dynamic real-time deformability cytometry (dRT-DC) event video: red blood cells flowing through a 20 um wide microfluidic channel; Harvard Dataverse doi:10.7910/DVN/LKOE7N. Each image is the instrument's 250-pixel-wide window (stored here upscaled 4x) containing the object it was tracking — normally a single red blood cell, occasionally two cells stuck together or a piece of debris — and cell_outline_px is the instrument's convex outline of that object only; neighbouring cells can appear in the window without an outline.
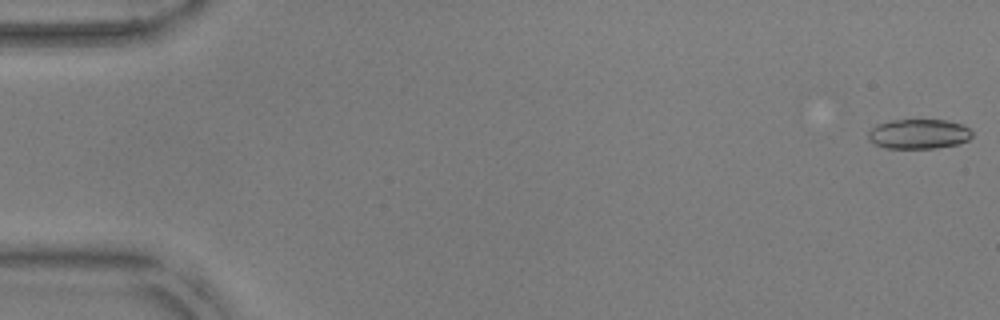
{"species": "common noctule bat (a hibernating species)", "species_latin": "Nyctalus noctula", "temperature_condition": "warm", "stored_images_in_passage": 53, "camera_frame_rate_fps": 3000, "um_per_image_px": 0.085, "animal": {"sex": "male", "body_mass_g": 17.9, "forearm_length_mm": 54.2}, "frame": {"image": 1, "passage_image": 1, "time_ms": 0.0, "image_size_px": [1000, 320], "cell_outline_px": [[972, 136], [968, 140], [956, 144], [936, 148], [884, 148], [868, 140], [868, 132], [876, 124], [888, 120], [948, 120], [960, 124], [968, 128], [972, 132]], "centroid_in_image_um": [78.06, 11.38], "position_along_channel_um": 6.9, "area_um2": 18.03}}
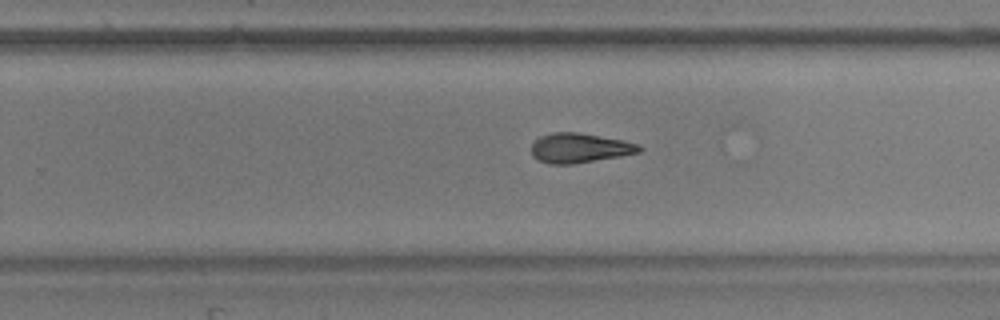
{"frame": {"image": 2, "passage_image": 34, "time_ms": 11.0, "image_size_px": [1000, 320], "cell_outline_px": [[644, 148], [640, 152], [620, 156], [572, 164], [548, 164], [532, 156], [532, 144], [540, 136], [552, 132], [580, 132], [624, 140], [636, 144]], "centroid_in_image_um": [49.27, 12.57], "position_along_channel_um": 280.5, "area_um2": 18.61}}
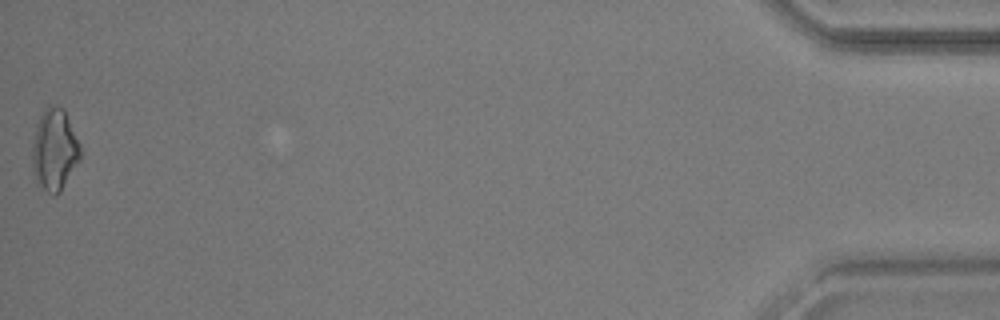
{"frame": {"image": 3, "passage_image": 53, "time_ms": 17.333, "image_size_px": [1000, 320], "cell_outline_px": [[80, 160], [60, 192], [56, 196], [52, 196], [36, 184], [32, 172], [32, 140], [36, 124], [44, 108], [48, 104], [56, 104], [64, 108], [80, 144]], "centroid_in_image_um": [4.6, 12.73], "position_along_channel_um": 430.6, "area_um2": 23.52}, "authors_computed_cell_mechanics": {"area_um2": 19.0162, "velocity_mm_per_s": 3.8422, "shape_relaxation_time_tau1_ms": 8.8505, "shape_relaxation_time_tau2_ms": 4.4274, "deformation_change_tau1": 0.2406, "deformation_change_tau2": 0.1438}}